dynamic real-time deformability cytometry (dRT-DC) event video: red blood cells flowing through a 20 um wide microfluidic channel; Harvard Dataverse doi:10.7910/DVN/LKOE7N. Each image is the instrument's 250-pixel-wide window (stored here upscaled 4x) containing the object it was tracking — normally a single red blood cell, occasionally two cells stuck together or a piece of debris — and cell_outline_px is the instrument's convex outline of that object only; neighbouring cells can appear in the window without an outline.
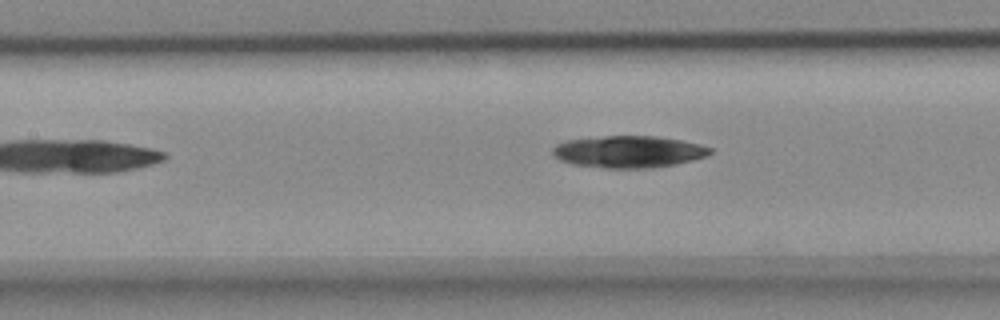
{"species": "common noctule bat (a hibernating species)", "species_latin": "Nyctalus noctula", "temperature_condition": "cold", "stored_images_in_passage": 13, "camera_frame_rate_fps": 3000, "um_per_image_px": 0.085, "animal": {"sex": "female", "body_mass_g": 18.4}, "frame": {"image": 1, "passage_image": 6, "time_ms": 1.667, "image_size_px": [1000, 320], "cell_outline_px": [[712, 152], [704, 156], [692, 160], [676, 164], [652, 168], [604, 168], [572, 164], [560, 160], [552, 152], [552, 148], [556, 144], [564, 140], [604, 136], [656, 136], [680, 140], [700, 144], [712, 148]], "centroid_in_image_um": [53.41, 12.89], "position_along_channel_um": 154.0, "area_um2": 29.3}}